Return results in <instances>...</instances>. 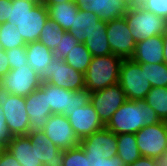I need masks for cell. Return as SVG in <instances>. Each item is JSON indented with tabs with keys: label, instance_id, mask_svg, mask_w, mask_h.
Masks as SVG:
<instances>
[{
	"label": "cell",
	"instance_id": "cell-1",
	"mask_svg": "<svg viewBox=\"0 0 167 166\" xmlns=\"http://www.w3.org/2000/svg\"><path fill=\"white\" fill-rule=\"evenodd\" d=\"M48 11L39 0L12 1L7 22L16 26L26 44L39 40L40 33L48 21Z\"/></svg>",
	"mask_w": 167,
	"mask_h": 166
},
{
	"label": "cell",
	"instance_id": "cell-2",
	"mask_svg": "<svg viewBox=\"0 0 167 166\" xmlns=\"http://www.w3.org/2000/svg\"><path fill=\"white\" fill-rule=\"evenodd\" d=\"M161 122L155 110L145 100H126L112 115L105 128L116 135L137 133L141 128Z\"/></svg>",
	"mask_w": 167,
	"mask_h": 166
},
{
	"label": "cell",
	"instance_id": "cell-3",
	"mask_svg": "<svg viewBox=\"0 0 167 166\" xmlns=\"http://www.w3.org/2000/svg\"><path fill=\"white\" fill-rule=\"evenodd\" d=\"M123 58L105 55L93 57L85 76V88L91 93L119 83Z\"/></svg>",
	"mask_w": 167,
	"mask_h": 166
},
{
	"label": "cell",
	"instance_id": "cell-4",
	"mask_svg": "<svg viewBox=\"0 0 167 166\" xmlns=\"http://www.w3.org/2000/svg\"><path fill=\"white\" fill-rule=\"evenodd\" d=\"M124 17L136 42L163 35L167 28V21L164 18L147 11L141 5L128 7Z\"/></svg>",
	"mask_w": 167,
	"mask_h": 166
},
{
	"label": "cell",
	"instance_id": "cell-5",
	"mask_svg": "<svg viewBox=\"0 0 167 166\" xmlns=\"http://www.w3.org/2000/svg\"><path fill=\"white\" fill-rule=\"evenodd\" d=\"M127 100H144L151 89L146 76V63L124 59L119 74V83Z\"/></svg>",
	"mask_w": 167,
	"mask_h": 166
},
{
	"label": "cell",
	"instance_id": "cell-6",
	"mask_svg": "<svg viewBox=\"0 0 167 166\" xmlns=\"http://www.w3.org/2000/svg\"><path fill=\"white\" fill-rule=\"evenodd\" d=\"M0 106L4 112L7 128L13 136L27 135L30 132L25 97L10 94L0 87Z\"/></svg>",
	"mask_w": 167,
	"mask_h": 166
},
{
	"label": "cell",
	"instance_id": "cell-7",
	"mask_svg": "<svg viewBox=\"0 0 167 166\" xmlns=\"http://www.w3.org/2000/svg\"><path fill=\"white\" fill-rule=\"evenodd\" d=\"M42 82L64 89L79 91L85 89V76L73 69L63 59L54 56L52 62L39 76Z\"/></svg>",
	"mask_w": 167,
	"mask_h": 166
},
{
	"label": "cell",
	"instance_id": "cell-8",
	"mask_svg": "<svg viewBox=\"0 0 167 166\" xmlns=\"http://www.w3.org/2000/svg\"><path fill=\"white\" fill-rule=\"evenodd\" d=\"M47 94L48 106L53 114H64L90 102V92L85 88L72 91L42 82L40 86Z\"/></svg>",
	"mask_w": 167,
	"mask_h": 166
},
{
	"label": "cell",
	"instance_id": "cell-9",
	"mask_svg": "<svg viewBox=\"0 0 167 166\" xmlns=\"http://www.w3.org/2000/svg\"><path fill=\"white\" fill-rule=\"evenodd\" d=\"M135 136L142 157L164 162L167 156L166 121L145 126L135 133Z\"/></svg>",
	"mask_w": 167,
	"mask_h": 166
},
{
	"label": "cell",
	"instance_id": "cell-10",
	"mask_svg": "<svg viewBox=\"0 0 167 166\" xmlns=\"http://www.w3.org/2000/svg\"><path fill=\"white\" fill-rule=\"evenodd\" d=\"M39 75L28 65L10 71L0 80V87L10 94L26 97L41 86Z\"/></svg>",
	"mask_w": 167,
	"mask_h": 166
},
{
	"label": "cell",
	"instance_id": "cell-11",
	"mask_svg": "<svg viewBox=\"0 0 167 166\" xmlns=\"http://www.w3.org/2000/svg\"><path fill=\"white\" fill-rule=\"evenodd\" d=\"M106 27L112 54L123 59H131L137 42L131 35L125 17L108 21Z\"/></svg>",
	"mask_w": 167,
	"mask_h": 166
},
{
	"label": "cell",
	"instance_id": "cell-12",
	"mask_svg": "<svg viewBox=\"0 0 167 166\" xmlns=\"http://www.w3.org/2000/svg\"><path fill=\"white\" fill-rule=\"evenodd\" d=\"M126 96L119 84L91 92L90 103L106 125L112 115L125 103Z\"/></svg>",
	"mask_w": 167,
	"mask_h": 166
},
{
	"label": "cell",
	"instance_id": "cell-13",
	"mask_svg": "<svg viewBox=\"0 0 167 166\" xmlns=\"http://www.w3.org/2000/svg\"><path fill=\"white\" fill-rule=\"evenodd\" d=\"M43 132L61 150L79 146L80 139L64 114H52Z\"/></svg>",
	"mask_w": 167,
	"mask_h": 166
},
{
	"label": "cell",
	"instance_id": "cell-14",
	"mask_svg": "<svg viewBox=\"0 0 167 166\" xmlns=\"http://www.w3.org/2000/svg\"><path fill=\"white\" fill-rule=\"evenodd\" d=\"M79 145L86 156H97L104 159L117 156V135L106 128L82 138Z\"/></svg>",
	"mask_w": 167,
	"mask_h": 166
},
{
	"label": "cell",
	"instance_id": "cell-15",
	"mask_svg": "<svg viewBox=\"0 0 167 166\" xmlns=\"http://www.w3.org/2000/svg\"><path fill=\"white\" fill-rule=\"evenodd\" d=\"M64 115L69 119L75 134L80 140L105 128L90 102L75 110L65 111Z\"/></svg>",
	"mask_w": 167,
	"mask_h": 166
},
{
	"label": "cell",
	"instance_id": "cell-16",
	"mask_svg": "<svg viewBox=\"0 0 167 166\" xmlns=\"http://www.w3.org/2000/svg\"><path fill=\"white\" fill-rule=\"evenodd\" d=\"M25 103L30 131H43L45 124L53 114L48 106L47 94L39 87L25 97Z\"/></svg>",
	"mask_w": 167,
	"mask_h": 166
},
{
	"label": "cell",
	"instance_id": "cell-17",
	"mask_svg": "<svg viewBox=\"0 0 167 166\" xmlns=\"http://www.w3.org/2000/svg\"><path fill=\"white\" fill-rule=\"evenodd\" d=\"M79 9L95 13L103 21L121 18L127 12L128 6L119 0H75Z\"/></svg>",
	"mask_w": 167,
	"mask_h": 166
},
{
	"label": "cell",
	"instance_id": "cell-18",
	"mask_svg": "<svg viewBox=\"0 0 167 166\" xmlns=\"http://www.w3.org/2000/svg\"><path fill=\"white\" fill-rule=\"evenodd\" d=\"M27 135L31 144L37 147L38 160L43 166H63L64 150L49 141L43 131H30Z\"/></svg>",
	"mask_w": 167,
	"mask_h": 166
},
{
	"label": "cell",
	"instance_id": "cell-19",
	"mask_svg": "<svg viewBox=\"0 0 167 166\" xmlns=\"http://www.w3.org/2000/svg\"><path fill=\"white\" fill-rule=\"evenodd\" d=\"M136 63L157 64L164 62L163 35H156L136 43L131 58Z\"/></svg>",
	"mask_w": 167,
	"mask_h": 166
},
{
	"label": "cell",
	"instance_id": "cell-20",
	"mask_svg": "<svg viewBox=\"0 0 167 166\" xmlns=\"http://www.w3.org/2000/svg\"><path fill=\"white\" fill-rule=\"evenodd\" d=\"M5 149L21 166H43L38 160L37 147L31 144L28 135L13 136Z\"/></svg>",
	"mask_w": 167,
	"mask_h": 166
},
{
	"label": "cell",
	"instance_id": "cell-21",
	"mask_svg": "<svg viewBox=\"0 0 167 166\" xmlns=\"http://www.w3.org/2000/svg\"><path fill=\"white\" fill-rule=\"evenodd\" d=\"M28 65L40 76L43 70L52 62L54 52L38 40L25 46Z\"/></svg>",
	"mask_w": 167,
	"mask_h": 166
},
{
	"label": "cell",
	"instance_id": "cell-22",
	"mask_svg": "<svg viewBox=\"0 0 167 166\" xmlns=\"http://www.w3.org/2000/svg\"><path fill=\"white\" fill-rule=\"evenodd\" d=\"M49 20L56 22L62 30L69 31L74 27V21L79 11L75 1L64 2L63 4L50 5L46 7Z\"/></svg>",
	"mask_w": 167,
	"mask_h": 166
},
{
	"label": "cell",
	"instance_id": "cell-23",
	"mask_svg": "<svg viewBox=\"0 0 167 166\" xmlns=\"http://www.w3.org/2000/svg\"><path fill=\"white\" fill-rule=\"evenodd\" d=\"M106 25V21L99 20L96 29L84 40V45L93 57L112 54L107 38Z\"/></svg>",
	"mask_w": 167,
	"mask_h": 166
},
{
	"label": "cell",
	"instance_id": "cell-24",
	"mask_svg": "<svg viewBox=\"0 0 167 166\" xmlns=\"http://www.w3.org/2000/svg\"><path fill=\"white\" fill-rule=\"evenodd\" d=\"M101 20L93 12L79 9L74 21V27L69 30V33L76 38L79 43H84V40L89 36L98 26V21Z\"/></svg>",
	"mask_w": 167,
	"mask_h": 166
},
{
	"label": "cell",
	"instance_id": "cell-25",
	"mask_svg": "<svg viewBox=\"0 0 167 166\" xmlns=\"http://www.w3.org/2000/svg\"><path fill=\"white\" fill-rule=\"evenodd\" d=\"M117 155L126 164H132L140 155L135 134L125 133L117 135Z\"/></svg>",
	"mask_w": 167,
	"mask_h": 166
},
{
	"label": "cell",
	"instance_id": "cell-26",
	"mask_svg": "<svg viewBox=\"0 0 167 166\" xmlns=\"http://www.w3.org/2000/svg\"><path fill=\"white\" fill-rule=\"evenodd\" d=\"M92 58V54L84 43H79L69 51L68 55L63 60L73 69L85 74Z\"/></svg>",
	"mask_w": 167,
	"mask_h": 166
},
{
	"label": "cell",
	"instance_id": "cell-27",
	"mask_svg": "<svg viewBox=\"0 0 167 166\" xmlns=\"http://www.w3.org/2000/svg\"><path fill=\"white\" fill-rule=\"evenodd\" d=\"M161 121H167V87H151L144 99Z\"/></svg>",
	"mask_w": 167,
	"mask_h": 166
},
{
	"label": "cell",
	"instance_id": "cell-28",
	"mask_svg": "<svg viewBox=\"0 0 167 166\" xmlns=\"http://www.w3.org/2000/svg\"><path fill=\"white\" fill-rule=\"evenodd\" d=\"M0 43L3 51L26 46V43L23 37L18 33L16 26L7 21L1 23Z\"/></svg>",
	"mask_w": 167,
	"mask_h": 166
},
{
	"label": "cell",
	"instance_id": "cell-29",
	"mask_svg": "<svg viewBox=\"0 0 167 166\" xmlns=\"http://www.w3.org/2000/svg\"><path fill=\"white\" fill-rule=\"evenodd\" d=\"M64 32L60 25L48 19L40 33L38 41L54 52L55 48L59 46Z\"/></svg>",
	"mask_w": 167,
	"mask_h": 166
},
{
	"label": "cell",
	"instance_id": "cell-30",
	"mask_svg": "<svg viewBox=\"0 0 167 166\" xmlns=\"http://www.w3.org/2000/svg\"><path fill=\"white\" fill-rule=\"evenodd\" d=\"M146 76L151 87H167V64L165 62L146 63Z\"/></svg>",
	"mask_w": 167,
	"mask_h": 166
},
{
	"label": "cell",
	"instance_id": "cell-31",
	"mask_svg": "<svg viewBox=\"0 0 167 166\" xmlns=\"http://www.w3.org/2000/svg\"><path fill=\"white\" fill-rule=\"evenodd\" d=\"M63 166H89V159L80 145L64 150Z\"/></svg>",
	"mask_w": 167,
	"mask_h": 166
},
{
	"label": "cell",
	"instance_id": "cell-32",
	"mask_svg": "<svg viewBox=\"0 0 167 166\" xmlns=\"http://www.w3.org/2000/svg\"><path fill=\"white\" fill-rule=\"evenodd\" d=\"M5 52L9 59L10 69L20 68V66H28L25 47H16L6 50Z\"/></svg>",
	"mask_w": 167,
	"mask_h": 166
},
{
	"label": "cell",
	"instance_id": "cell-33",
	"mask_svg": "<svg viewBox=\"0 0 167 166\" xmlns=\"http://www.w3.org/2000/svg\"><path fill=\"white\" fill-rule=\"evenodd\" d=\"M78 44L79 41L74 38L69 33V31H65L63 34V38L59 42V46L55 48L54 55L61 59H64L68 55L69 51Z\"/></svg>",
	"mask_w": 167,
	"mask_h": 166
},
{
	"label": "cell",
	"instance_id": "cell-34",
	"mask_svg": "<svg viewBox=\"0 0 167 166\" xmlns=\"http://www.w3.org/2000/svg\"><path fill=\"white\" fill-rule=\"evenodd\" d=\"M141 6L167 21V0H146Z\"/></svg>",
	"mask_w": 167,
	"mask_h": 166
},
{
	"label": "cell",
	"instance_id": "cell-35",
	"mask_svg": "<svg viewBox=\"0 0 167 166\" xmlns=\"http://www.w3.org/2000/svg\"><path fill=\"white\" fill-rule=\"evenodd\" d=\"M87 158L89 159V166H126L118 155L107 159L97 156H87Z\"/></svg>",
	"mask_w": 167,
	"mask_h": 166
},
{
	"label": "cell",
	"instance_id": "cell-36",
	"mask_svg": "<svg viewBox=\"0 0 167 166\" xmlns=\"http://www.w3.org/2000/svg\"><path fill=\"white\" fill-rule=\"evenodd\" d=\"M13 135L7 128L6 119L4 117V112L0 106V147L2 149L6 148L8 143L12 140Z\"/></svg>",
	"mask_w": 167,
	"mask_h": 166
},
{
	"label": "cell",
	"instance_id": "cell-37",
	"mask_svg": "<svg viewBox=\"0 0 167 166\" xmlns=\"http://www.w3.org/2000/svg\"><path fill=\"white\" fill-rule=\"evenodd\" d=\"M0 166H21L19 162L5 148L0 152Z\"/></svg>",
	"mask_w": 167,
	"mask_h": 166
},
{
	"label": "cell",
	"instance_id": "cell-38",
	"mask_svg": "<svg viewBox=\"0 0 167 166\" xmlns=\"http://www.w3.org/2000/svg\"><path fill=\"white\" fill-rule=\"evenodd\" d=\"M128 166H164V162L150 157H140Z\"/></svg>",
	"mask_w": 167,
	"mask_h": 166
},
{
	"label": "cell",
	"instance_id": "cell-39",
	"mask_svg": "<svg viewBox=\"0 0 167 166\" xmlns=\"http://www.w3.org/2000/svg\"><path fill=\"white\" fill-rule=\"evenodd\" d=\"M10 8H12L11 0H0V23L8 21Z\"/></svg>",
	"mask_w": 167,
	"mask_h": 166
},
{
	"label": "cell",
	"instance_id": "cell-40",
	"mask_svg": "<svg viewBox=\"0 0 167 166\" xmlns=\"http://www.w3.org/2000/svg\"><path fill=\"white\" fill-rule=\"evenodd\" d=\"M10 71L9 59L6 52L0 55V80Z\"/></svg>",
	"mask_w": 167,
	"mask_h": 166
},
{
	"label": "cell",
	"instance_id": "cell-41",
	"mask_svg": "<svg viewBox=\"0 0 167 166\" xmlns=\"http://www.w3.org/2000/svg\"><path fill=\"white\" fill-rule=\"evenodd\" d=\"M39 1L42 4H44L45 7H49L50 5L63 4L64 2L75 1V0H39Z\"/></svg>",
	"mask_w": 167,
	"mask_h": 166
},
{
	"label": "cell",
	"instance_id": "cell-42",
	"mask_svg": "<svg viewBox=\"0 0 167 166\" xmlns=\"http://www.w3.org/2000/svg\"><path fill=\"white\" fill-rule=\"evenodd\" d=\"M163 42H164V62L167 64V28L165 33L163 34Z\"/></svg>",
	"mask_w": 167,
	"mask_h": 166
},
{
	"label": "cell",
	"instance_id": "cell-43",
	"mask_svg": "<svg viewBox=\"0 0 167 166\" xmlns=\"http://www.w3.org/2000/svg\"><path fill=\"white\" fill-rule=\"evenodd\" d=\"M146 0H131V6L133 5H142Z\"/></svg>",
	"mask_w": 167,
	"mask_h": 166
},
{
	"label": "cell",
	"instance_id": "cell-44",
	"mask_svg": "<svg viewBox=\"0 0 167 166\" xmlns=\"http://www.w3.org/2000/svg\"><path fill=\"white\" fill-rule=\"evenodd\" d=\"M119 1H123L128 7L131 6V0H119Z\"/></svg>",
	"mask_w": 167,
	"mask_h": 166
},
{
	"label": "cell",
	"instance_id": "cell-45",
	"mask_svg": "<svg viewBox=\"0 0 167 166\" xmlns=\"http://www.w3.org/2000/svg\"><path fill=\"white\" fill-rule=\"evenodd\" d=\"M2 52H4V51H3L2 45L0 43V55H1Z\"/></svg>",
	"mask_w": 167,
	"mask_h": 166
},
{
	"label": "cell",
	"instance_id": "cell-46",
	"mask_svg": "<svg viewBox=\"0 0 167 166\" xmlns=\"http://www.w3.org/2000/svg\"><path fill=\"white\" fill-rule=\"evenodd\" d=\"M164 166H167V156L166 159L164 160Z\"/></svg>",
	"mask_w": 167,
	"mask_h": 166
},
{
	"label": "cell",
	"instance_id": "cell-47",
	"mask_svg": "<svg viewBox=\"0 0 167 166\" xmlns=\"http://www.w3.org/2000/svg\"><path fill=\"white\" fill-rule=\"evenodd\" d=\"M166 141H167V121H166Z\"/></svg>",
	"mask_w": 167,
	"mask_h": 166
}]
</instances>
